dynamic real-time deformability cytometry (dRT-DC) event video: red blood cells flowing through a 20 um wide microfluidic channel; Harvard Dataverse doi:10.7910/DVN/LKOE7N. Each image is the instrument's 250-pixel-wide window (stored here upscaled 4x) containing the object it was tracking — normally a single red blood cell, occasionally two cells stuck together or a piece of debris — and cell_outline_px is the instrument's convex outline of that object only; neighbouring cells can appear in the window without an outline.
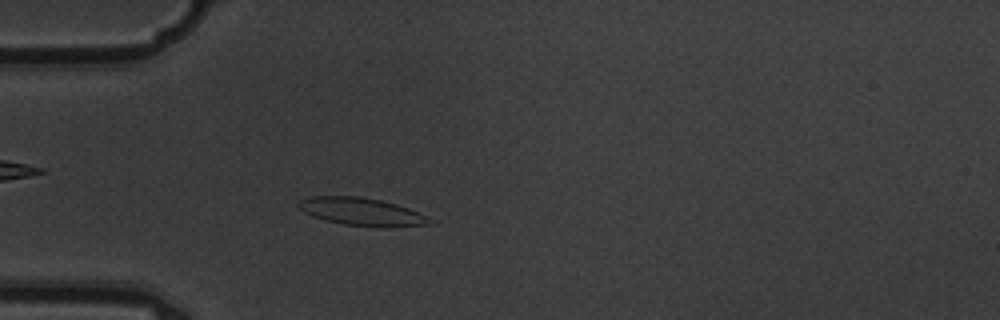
{"species": "common noctule bat (a hibernating species)", "species_latin": "Nyctalus noctula", "temperature_condition": "warm", "stored_images_in_passage": 6, "camera_frame_rate_fps": 3000, "um_per_image_px": 0.085, "animal": {"sex": "male", "body_mass_g": 19.5, "forearm_length_mm": 54.6}, "frame": {"image": 1, "passage_image": 6, "time_ms": 1.667, "image_size_px": [1000, 320], "cell_outline_px": [[436, 224], [344, 224], [312, 216], [304, 212], [296, 204], [300, 200], [312, 196], [360, 196], [380, 200], [396, 204], [408, 208], [428, 216]], "centroid_in_image_um": [30.66, 17.93], "position_along_channel_um": 54.3, "area_um2": 20.0}}